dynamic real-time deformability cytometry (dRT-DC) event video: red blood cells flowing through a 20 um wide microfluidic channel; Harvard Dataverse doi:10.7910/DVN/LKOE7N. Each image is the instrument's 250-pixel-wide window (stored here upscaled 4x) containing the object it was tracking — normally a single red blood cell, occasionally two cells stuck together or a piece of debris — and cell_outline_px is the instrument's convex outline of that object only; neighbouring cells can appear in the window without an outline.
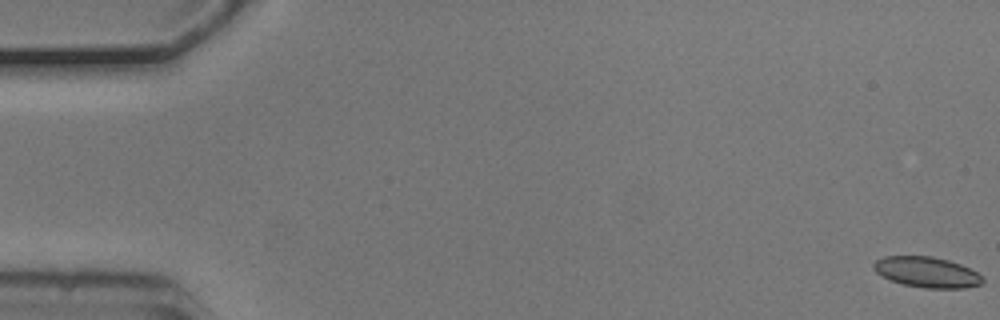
{"species": "common noctule bat (a hibernating species)", "species_latin": "Nyctalus noctula", "temperature_condition": "cold", "stored_images_in_passage": 55, "camera_frame_rate_fps": 3000, "um_per_image_px": 0.085, "animal": {"sex": "male", "body_mass_g": 20.5, "forearm_length_mm": 52.5}, "frame": {"image": 1, "passage_image": 1, "time_ms": 0.0, "image_size_px": [1000, 320], "cell_outline_px": [[984, 280], [980, 284], [964, 288], [924, 288], [904, 284], [880, 276], [872, 268], [872, 264], [876, 260], [884, 256], [932, 256], [948, 260], [960, 264], [984, 276]], "centroid_in_image_um": [78.76, 23.13], "position_along_channel_um": 6.2, "area_um2": 19.42}}
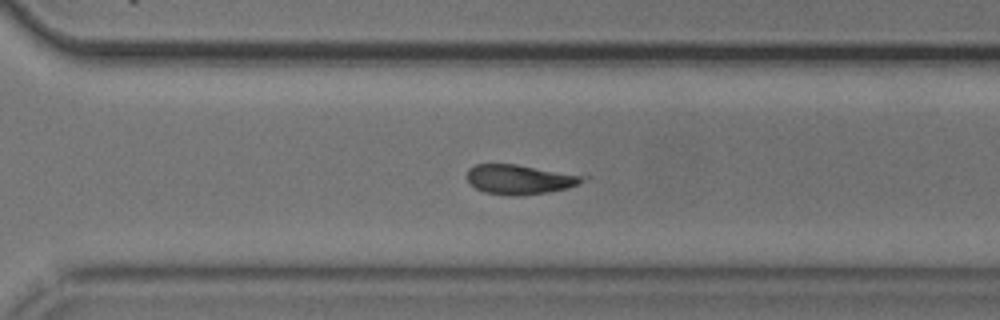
{"frame": {"image": 2, "passage_image": 39, "time_ms": 12.667, "image_size_px": [1000, 320], "cell_outline_px": [[592, 176], [568, 188], [548, 192], [520, 196], [512, 196], [484, 192], [468, 184], [468, 168], [476, 164], [516, 164]], "centroid_in_image_um": [44.2, 15.24], "position_along_channel_um": 326.4, "area_um2": 20.23}}
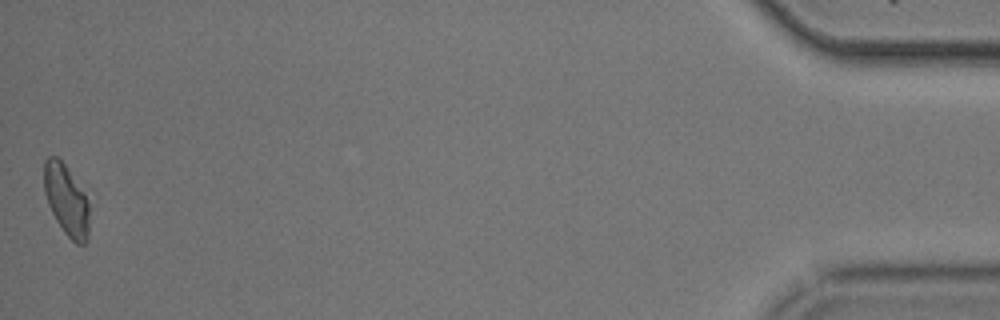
{"frame": {"image": 3, "passage_image": 55, "time_ms": 18.0, "image_size_px": [1000, 320], "cell_outline_px": [[88, 240], [84, 244], [76, 244], [64, 232], [56, 220], [48, 204], [44, 192], [44, 160], [48, 156], [56, 156], [64, 164], [84, 192], [88, 204]], "centroid_in_image_um": [5.63, 17.01], "position_along_channel_um": 429.6, "area_um2": 18.5}, "authors_computed_cell_mechanics": {"area_um2": 20.1144, "velocity_mm_per_s": 3.6979, "shape_relaxation_time_tau1_ms": 5.9486, "shape_relaxation_time_tau2_ms": null, "deformation_change_tau1": 0.1637, "deformation_change_tau2": null}}